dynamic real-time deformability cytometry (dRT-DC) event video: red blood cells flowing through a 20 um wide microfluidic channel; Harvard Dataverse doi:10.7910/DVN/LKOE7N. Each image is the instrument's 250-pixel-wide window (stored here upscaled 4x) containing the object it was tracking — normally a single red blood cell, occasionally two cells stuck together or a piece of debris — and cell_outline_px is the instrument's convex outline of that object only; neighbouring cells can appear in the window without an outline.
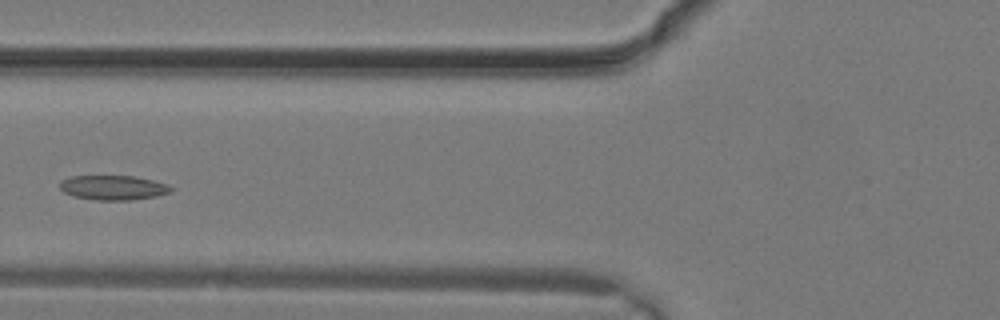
{"species": "common noctule bat (a hibernating species)", "species_latin": "Nyctalus noctula", "temperature_condition": "warm", "stored_images_in_passage": 10, "camera_frame_rate_fps": 3000, "um_per_image_px": 0.085, "animal": {"sex": "male", "body_mass_g": 19.2, "forearm_length_mm": 51.8}, "frame": {"image": 1, "passage_image": 9, "time_ms": 2.667, "image_size_px": [1000, 320], "cell_outline_px": [[172, 192], [156, 196], [132, 200], [96, 200], [72, 196], [64, 192], [60, 188], [60, 180], [72, 176], [132, 176], [152, 180], [168, 184], [172, 188]], "centroid_in_image_um": [9.61, 15.95], "position_along_channel_um": 116.2, "area_um2": 15.95}}